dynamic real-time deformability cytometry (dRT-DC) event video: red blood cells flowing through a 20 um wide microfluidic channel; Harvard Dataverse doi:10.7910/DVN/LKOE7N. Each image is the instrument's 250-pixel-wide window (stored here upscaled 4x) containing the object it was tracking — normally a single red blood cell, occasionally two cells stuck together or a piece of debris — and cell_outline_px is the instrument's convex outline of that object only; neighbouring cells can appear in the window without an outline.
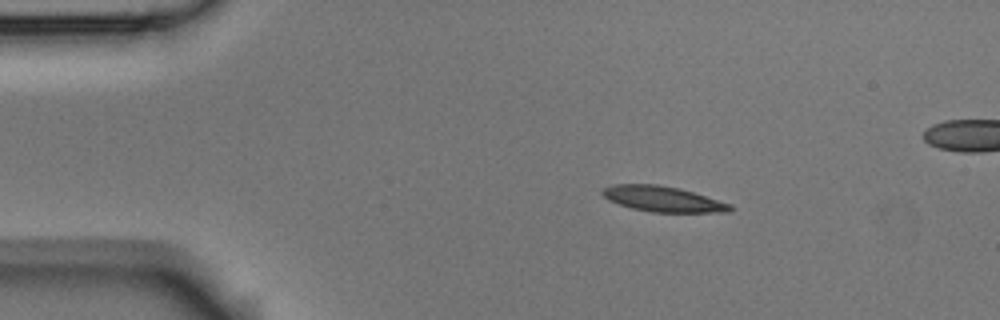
{"species": "Egyptian fruit bat (a non-hibernating species)", "species_latin": "Rousettus aegyptiacus", "temperature_condition": "room temperature", "stored_images_in_passage": 4, "camera_frame_rate_fps": 3000, "um_per_image_px": 0.085, "animal": {"sex": "male"}, "frame": {"image": 1, "passage_image": 1, "time_ms": 0.0, "image_size_px": [1000, 320], "cell_outline_px": [[736, 208], [728, 212], [652, 212], [632, 208], [608, 200], [600, 192], [604, 188], [612, 184], [656, 184], [680, 188], [732, 204]], "centroid_in_image_um": [56.37, 16.91], "position_along_channel_um": 28.6, "area_um2": 19.02}}
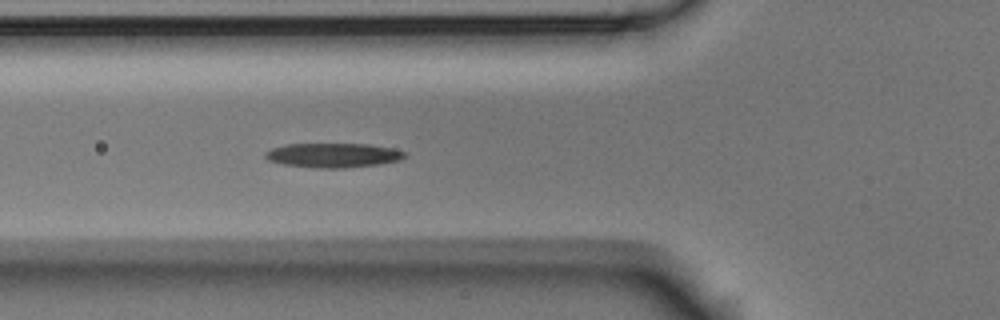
{"frame": {"image": 2, "passage_image": 4, "time_ms": 1.0, "image_size_px": [1000, 320], "cell_outline_px": [[408, 156], [400, 160], [380, 164], [344, 168], [320, 168], [284, 164], [268, 160], [264, 156], [264, 152], [272, 148], [284, 144], [368, 144], [392, 148], [408, 152]], "centroid_in_image_um": [28.36, 13.19], "position_along_channel_um": 97.4, "area_um2": 19.94}}